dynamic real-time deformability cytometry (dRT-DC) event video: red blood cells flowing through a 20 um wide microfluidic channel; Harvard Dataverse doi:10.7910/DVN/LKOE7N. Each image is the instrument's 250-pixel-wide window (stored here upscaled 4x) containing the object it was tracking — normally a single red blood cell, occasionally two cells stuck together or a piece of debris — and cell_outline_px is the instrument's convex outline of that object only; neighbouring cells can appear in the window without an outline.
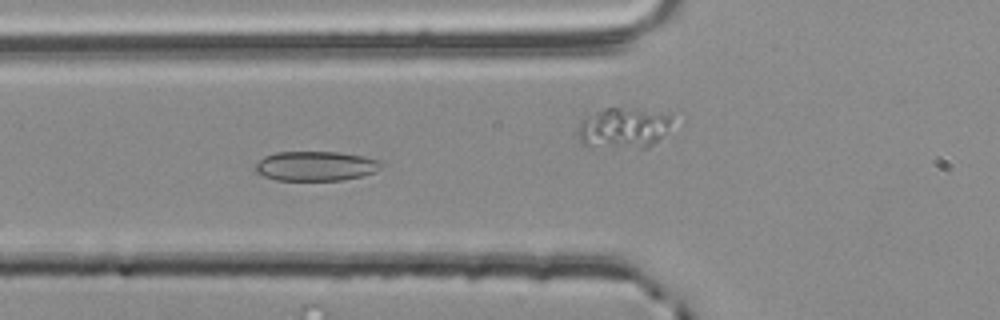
{"species": "common noctule bat (a hibernating species)", "species_latin": "Nyctalus noctula", "temperature_condition": "room temperature", "stored_images_in_passage": 40, "camera_frame_rate_fps": 3000, "um_per_image_px": 0.085, "animal": {"sex": "male", "body_mass_g": 20.4}, "frame": {"image": 1, "passage_image": 4, "time_ms": 1.0, "image_size_px": [1000, 320], "cell_outline_px": [[384, 164], [372, 172], [360, 176], [344, 180], [276, 180], [264, 176], [256, 172], [256, 164], [264, 156], [276, 152], [336, 152], [364, 156], [376, 160]], "centroid_in_image_um": [26.8, 14.11], "position_along_channel_um": 99.0, "area_um2": 21.44}}
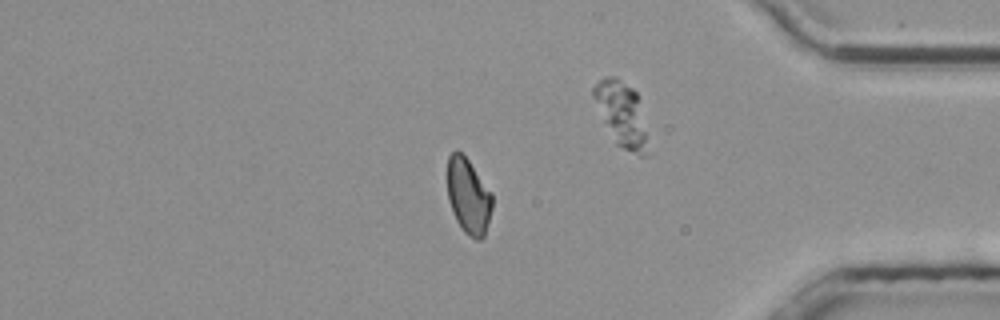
{"frame": {"image": 2, "passage_image": 30, "time_ms": 9.667, "image_size_px": [1000, 320], "cell_outline_px": [[492, 208], [484, 236], [480, 240], [476, 240], [468, 236], [460, 228], [452, 212], [448, 200], [448, 156], [456, 148], [468, 160], [492, 192]], "centroid_in_image_um": [39.81, 16.69], "position_along_channel_um": 395.4, "area_um2": 19.83}}
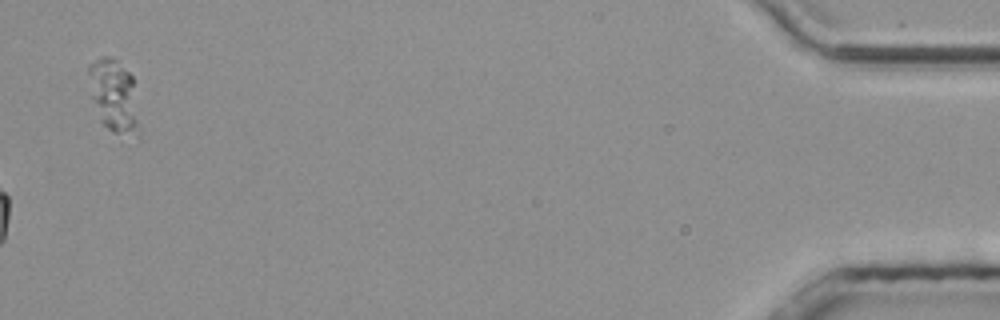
{"frame": {"image": 3, "passage_image": 40, "time_ms": 13.0, "image_size_px": [1000, 320], "cell_outline_px": [[132, 132], [112, 132], [100, 120], [88, 72], [88, 64], [100, 56], [112, 56], [132, 76]], "centroid_in_image_um": [9.54, 7.93], "position_along_channel_um": 425.7, "area_um2": 18.73}, "authors_computed_cell_mechanics": {"area_um2": 20.2011, "velocity_mm_per_s": 3.7713, "shape_relaxation_time_tau1_ms": null, "shape_relaxation_time_tau2_ms": 2.2363, "deformation_change_tau1": null, "deformation_change_tau2": 0.0864}}